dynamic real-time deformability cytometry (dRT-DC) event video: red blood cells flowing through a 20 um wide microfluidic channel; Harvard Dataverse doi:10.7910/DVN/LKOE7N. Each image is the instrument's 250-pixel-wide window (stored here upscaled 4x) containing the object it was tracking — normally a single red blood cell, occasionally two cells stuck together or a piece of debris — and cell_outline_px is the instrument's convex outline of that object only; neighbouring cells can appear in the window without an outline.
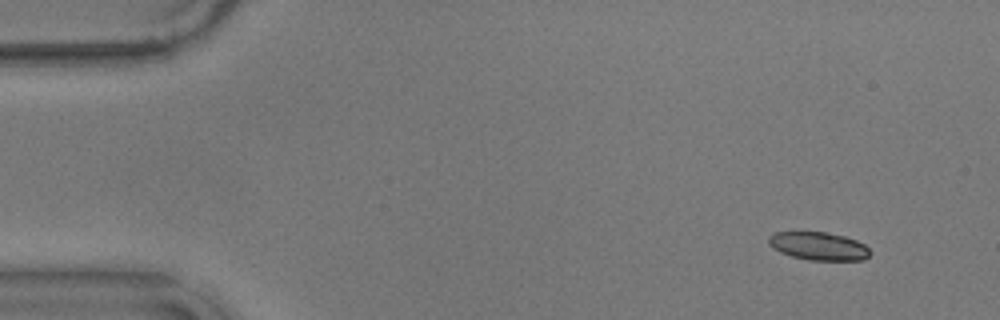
{"species": "common noctule bat (a hibernating species)", "species_latin": "Nyctalus noctula", "temperature_condition": "warm", "stored_images_in_passage": 53, "camera_frame_rate_fps": 3000, "um_per_image_px": 0.085, "animal": {"sex": "male", "body_mass_g": 17.9}, "frame": {"image": 1, "passage_image": 1, "time_ms": 0.0, "image_size_px": [1000, 320], "cell_outline_px": [[872, 252], [864, 260], [808, 260], [792, 256], [780, 252], [772, 248], [768, 244], [768, 236], [776, 232], [824, 232], [844, 236], [856, 240], [864, 244]], "centroid_in_image_um": [69.57, 20.92], "position_along_channel_um": 15.4, "area_um2": 16.65}}
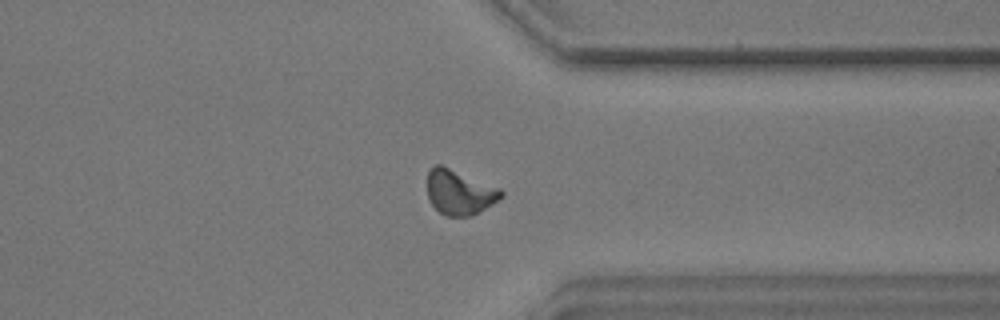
{"frame": {"image": 2, "passage_image": 40, "time_ms": 13.0, "image_size_px": [1000, 320], "cell_outline_px": [[504, 196], [492, 204], [472, 216], [444, 216], [432, 204], [428, 196], [428, 172], [432, 164], [440, 164], [500, 188], [504, 192]], "centroid_in_image_um": [39.06, 16.34], "position_along_channel_um": 372.3, "area_um2": 19.25}}
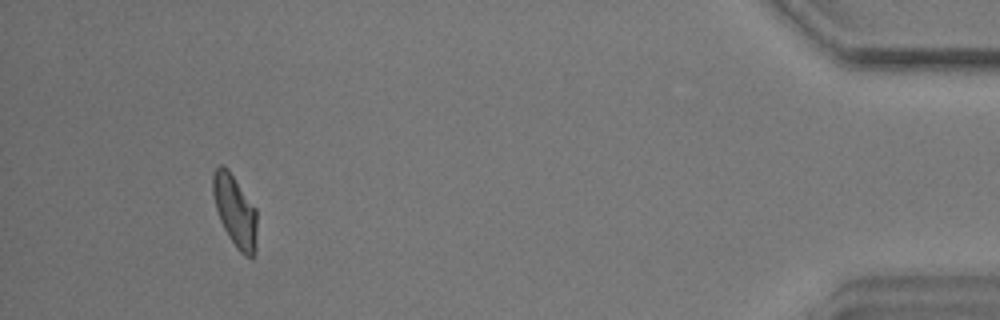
{"frame": {"image": 3, "passage_image": 49, "time_ms": 16.0, "image_size_px": [1000, 320], "cell_outline_px": [[256, 252], [252, 260], [244, 256], [236, 248], [228, 236], [220, 220], [216, 208], [212, 192], [212, 176], [216, 168], [220, 164], [224, 164], [228, 168], [256, 208]], "centroid_in_image_um": [19.98, 17.94], "position_along_channel_um": 415.2, "area_um2": 18.67}, "authors_computed_cell_mechanics": {"area_um2": 18.1492, "velocity_mm_per_s": 3.5689, "shape_relaxation_time_tau1_ms": 9.1528, "shape_relaxation_time_tau2_ms": 2.8295, "deformation_change_tau1": 0.2495, "deformation_change_tau2": 0.088}}